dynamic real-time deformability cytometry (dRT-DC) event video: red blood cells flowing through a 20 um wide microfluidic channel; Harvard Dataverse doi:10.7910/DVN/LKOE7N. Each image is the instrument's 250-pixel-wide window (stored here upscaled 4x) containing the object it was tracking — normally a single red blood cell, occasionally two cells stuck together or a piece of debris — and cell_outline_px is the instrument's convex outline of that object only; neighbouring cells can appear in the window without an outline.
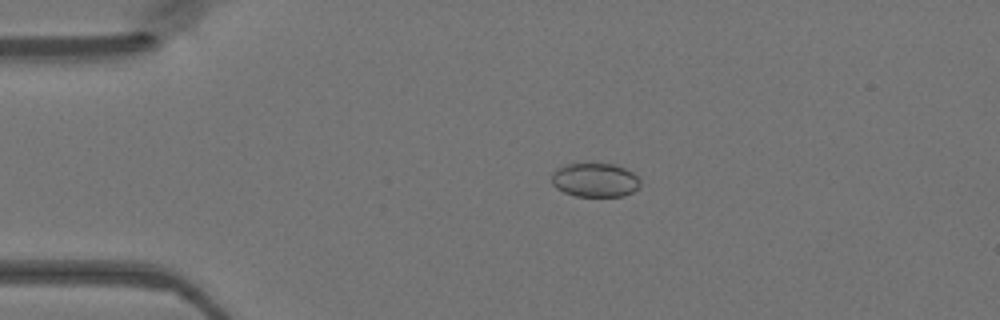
{"species": "Egyptian fruit bat (a non-hibernating species)", "species_latin": "Rousettus aegyptiacus", "temperature_condition": "warm", "stored_images_in_passage": 49, "camera_frame_rate_fps": 3000, "um_per_image_px": 0.085, "animal": {"sex": "female"}, "frame": {"image": 1, "passage_image": 11, "time_ms": 3.333, "image_size_px": [1000, 320], "cell_outline_px": [[640, 184], [632, 192], [624, 196], [576, 196], [564, 192], [556, 188], [552, 184], [552, 172], [556, 168], [568, 164], [616, 164], [632, 172], [640, 180]], "centroid_in_image_um": [50.55, 15.3], "position_along_channel_um": 34.4, "area_um2": 17.46}}
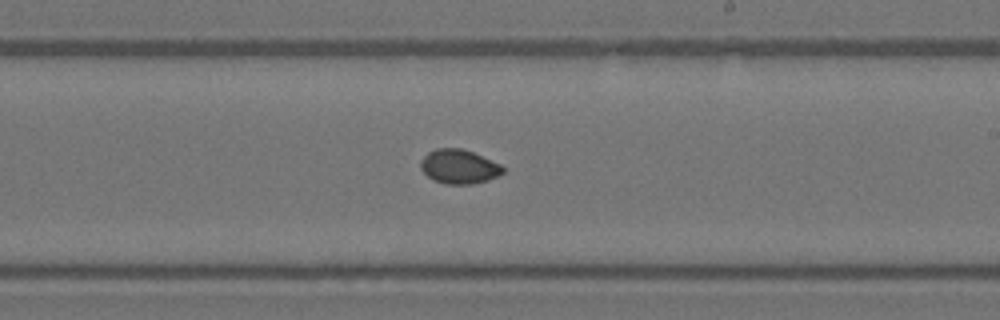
{"frame": {"image": 2, "passage_image": 29, "time_ms": 9.333, "image_size_px": [1000, 320], "cell_outline_px": [[504, 172], [488, 180], [472, 184], [444, 184], [432, 180], [420, 168], [420, 160], [428, 152], [436, 148], [460, 148], [472, 152], [500, 164], [504, 168]], "centroid_in_image_um": [38.98, 14.17], "position_along_channel_um": 250.0, "area_um2": 16.36}}
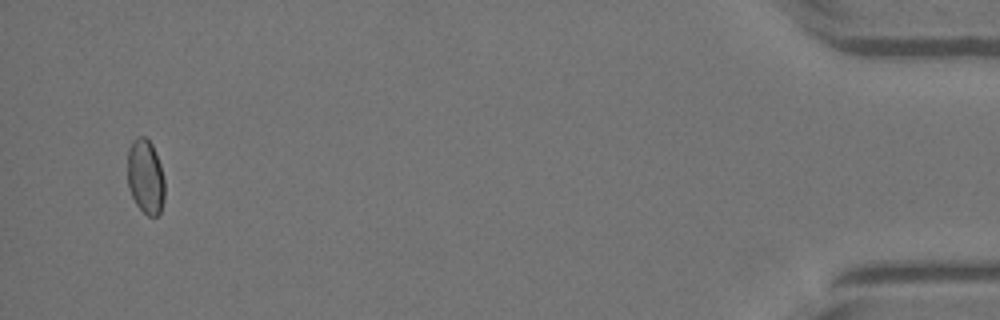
{"frame": {"image": 3, "passage_image": 47, "time_ms": 15.333, "image_size_px": [1000, 320], "cell_outline_px": [[164, 196], [160, 212], [156, 216], [148, 216], [136, 204], [128, 188], [128, 148], [132, 140], [136, 136], [144, 136], [152, 144], [160, 164], [164, 180]], "centroid_in_image_um": [12.35, 14.99], "position_along_channel_um": 422.8, "area_um2": 16.13}}